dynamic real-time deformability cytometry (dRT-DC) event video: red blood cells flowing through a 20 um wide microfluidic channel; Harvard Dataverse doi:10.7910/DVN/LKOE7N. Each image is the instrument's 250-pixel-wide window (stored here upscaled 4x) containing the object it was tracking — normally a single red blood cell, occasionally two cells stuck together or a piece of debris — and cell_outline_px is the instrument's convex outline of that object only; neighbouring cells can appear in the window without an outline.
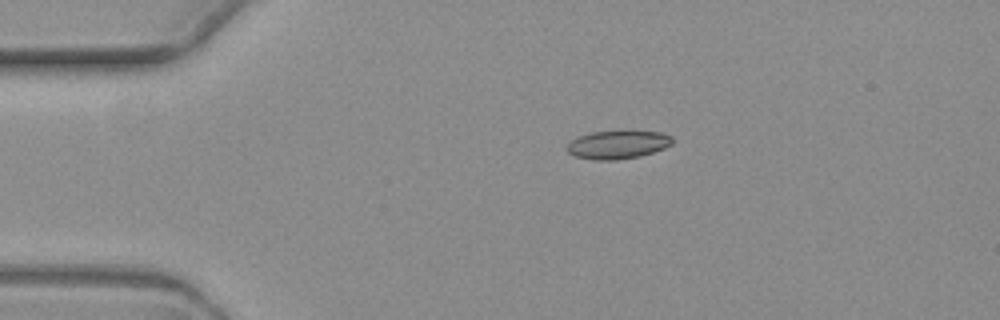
{"species": "common noctule bat (a hibernating species)", "species_latin": "Nyctalus noctula", "temperature_condition": "warm", "stored_images_in_passage": 6, "camera_frame_rate_fps": 3000, "um_per_image_px": 0.085, "animal": {"sex": "female", "body_mass_g": 19.3, "forearm_length_mm": 54.1}, "frame": {"image": 1, "passage_image": 1, "time_ms": 0.0, "image_size_px": [1000, 320], "cell_outline_px": [[672, 144], [664, 148], [640, 156], [616, 160], [596, 160], [576, 156], [568, 152], [564, 148], [572, 140], [580, 136], [592, 132], [628, 128], [660, 132], [672, 136]], "centroid_in_image_um": [52.54, 12.24], "position_along_channel_um": 32.5, "area_um2": 17.98}}
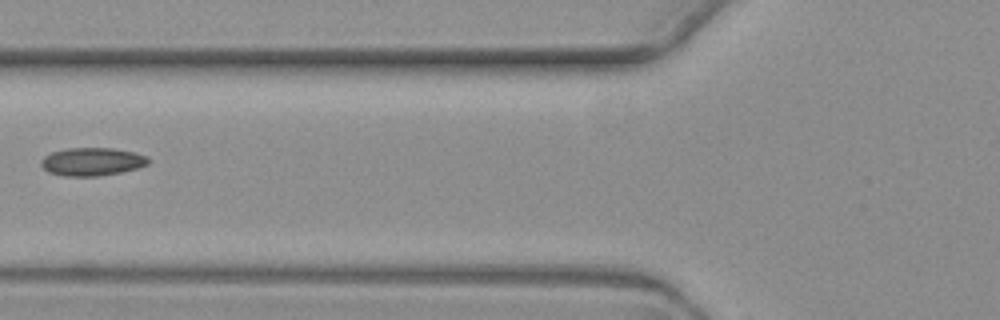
{"frame": {"image": 2, "passage_image": 4, "time_ms": 3.667, "image_size_px": [1000, 320], "cell_outline_px": [[148, 164], [136, 168], [120, 172], [100, 176], [64, 176], [48, 172], [40, 164], [40, 160], [44, 156], [52, 152], [68, 148], [112, 148], [132, 152], [148, 156]], "centroid_in_image_um": [7.79, 13.74], "position_along_channel_um": 118.0, "area_um2": 17.46}}
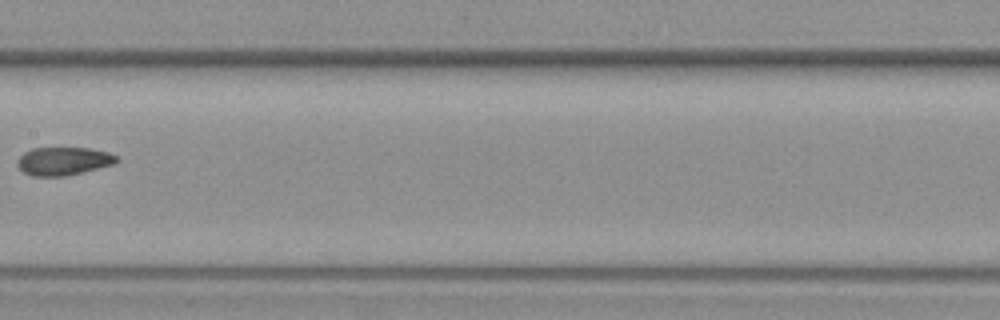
{"frame": {"image": 3, "passage_image": 6, "time_ms": 6.0, "image_size_px": [1000, 320], "cell_outline_px": [[120, 160], [116, 164], [64, 176], [32, 176], [24, 172], [16, 164], [16, 160], [24, 152], [32, 148], [88, 148], [108, 152], [116, 156]], "centroid_in_image_um": [5.39, 13.69], "position_along_channel_um": 202.0, "area_um2": 16.3}}